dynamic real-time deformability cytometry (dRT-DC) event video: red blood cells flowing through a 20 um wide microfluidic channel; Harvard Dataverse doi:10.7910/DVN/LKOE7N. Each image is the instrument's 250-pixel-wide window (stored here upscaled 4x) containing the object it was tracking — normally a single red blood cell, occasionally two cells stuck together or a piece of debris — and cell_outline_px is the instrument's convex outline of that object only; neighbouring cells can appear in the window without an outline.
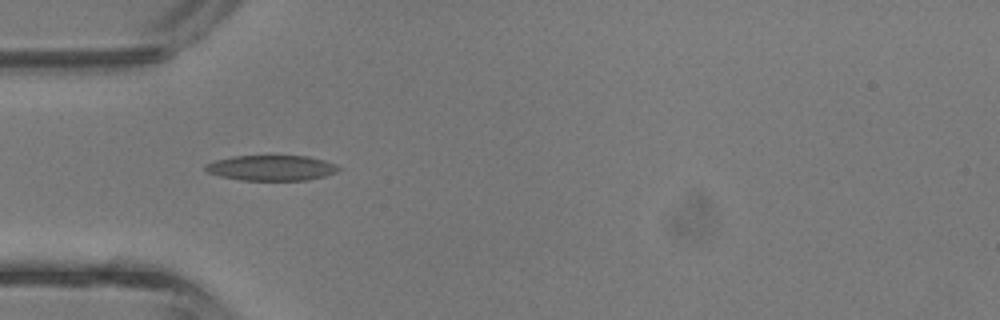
{"species": "common noctule bat (a hibernating species)", "species_latin": "Nyctalus noctula", "temperature_condition": "room temperature", "stored_images_in_passage": 3, "camera_frame_rate_fps": 3000, "um_per_image_px": 0.085, "animal": {"sex": "male", "body_mass_g": 13.3}, "frame": {"image": 1, "passage_image": 1, "time_ms": 0.0, "image_size_px": [1000, 320], "cell_outline_px": [[340, 168], [336, 172], [324, 176], [308, 180], [240, 180], [220, 176], [208, 172], [204, 168], [204, 164], [216, 160], [232, 156], [308, 156], [324, 160], [336, 164]], "centroid_in_image_um": [23.06, 14.27], "position_along_channel_um": 61.9, "area_um2": 19.65}}
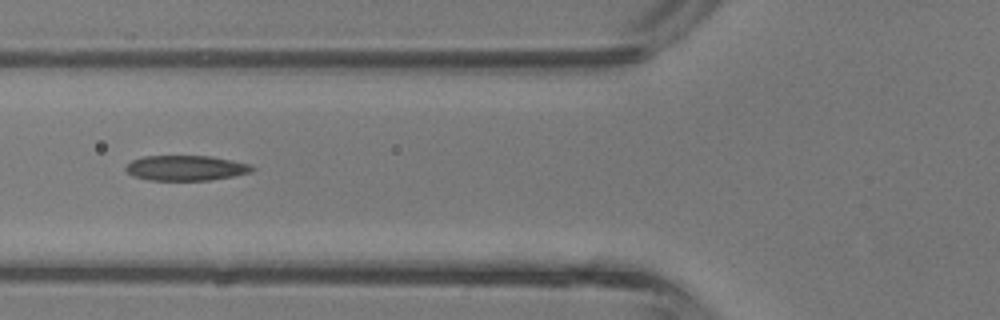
{"frame": {"image": 2, "passage_image": 2, "time_ms": 0.333, "image_size_px": [1000, 320], "cell_outline_px": [[256, 168], [252, 172], [232, 176], [208, 180], [148, 180], [132, 176], [124, 168], [132, 160], [144, 156], [212, 156], [252, 164]], "centroid_in_image_um": [15.82, 14.27], "position_along_channel_um": 110.0, "area_um2": 18.61}}
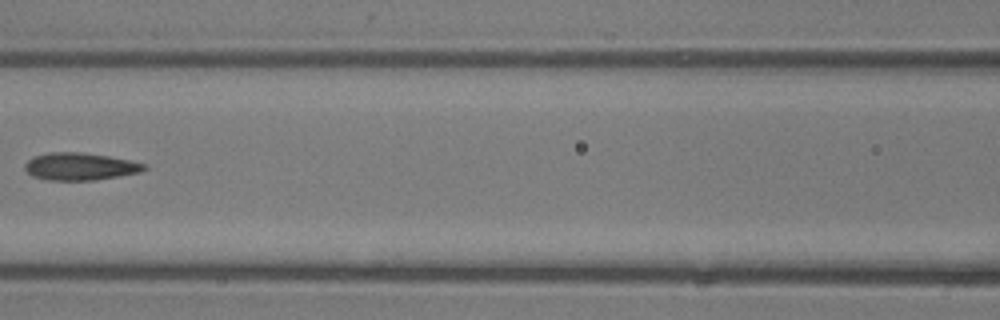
{"frame": {"image": 3, "passage_image": 3, "time_ms": 0.667, "image_size_px": [1000, 320], "cell_outline_px": [[148, 168], [140, 172], [96, 180], [48, 180], [32, 176], [24, 168], [24, 164], [32, 156], [48, 152], [80, 152], [108, 156], [148, 164]], "centroid_in_image_um": [6.79, 14.15], "position_along_channel_um": 159.8, "area_um2": 19.13}}